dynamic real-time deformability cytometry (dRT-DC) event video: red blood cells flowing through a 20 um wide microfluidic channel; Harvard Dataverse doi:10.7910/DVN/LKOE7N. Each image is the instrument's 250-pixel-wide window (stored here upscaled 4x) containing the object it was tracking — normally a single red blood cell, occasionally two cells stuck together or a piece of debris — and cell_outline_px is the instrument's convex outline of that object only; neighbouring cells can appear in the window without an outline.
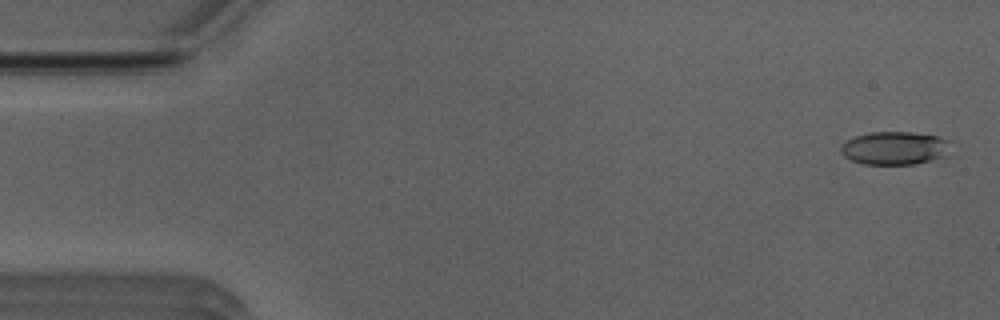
{"species": "Egyptian fruit bat (a non-hibernating species)", "species_latin": "Rousettus aegyptiacus", "temperature_condition": "room temperature", "stored_images_in_passage": 8, "camera_frame_rate_fps": 3000, "um_per_image_px": 0.085, "animal": {"sex": "male"}, "frame": {"image": 1, "passage_image": 2, "time_ms": 0.333, "image_size_px": [1000, 320], "cell_outline_px": [[952, 140], [940, 156], [916, 164], [864, 164], [852, 160], [844, 156], [840, 152], [840, 144], [856, 136], [872, 132], [912, 132], [936, 136]], "centroid_in_image_um": [75.97, 12.57], "position_along_channel_um": 9.0, "area_um2": 20.81}}